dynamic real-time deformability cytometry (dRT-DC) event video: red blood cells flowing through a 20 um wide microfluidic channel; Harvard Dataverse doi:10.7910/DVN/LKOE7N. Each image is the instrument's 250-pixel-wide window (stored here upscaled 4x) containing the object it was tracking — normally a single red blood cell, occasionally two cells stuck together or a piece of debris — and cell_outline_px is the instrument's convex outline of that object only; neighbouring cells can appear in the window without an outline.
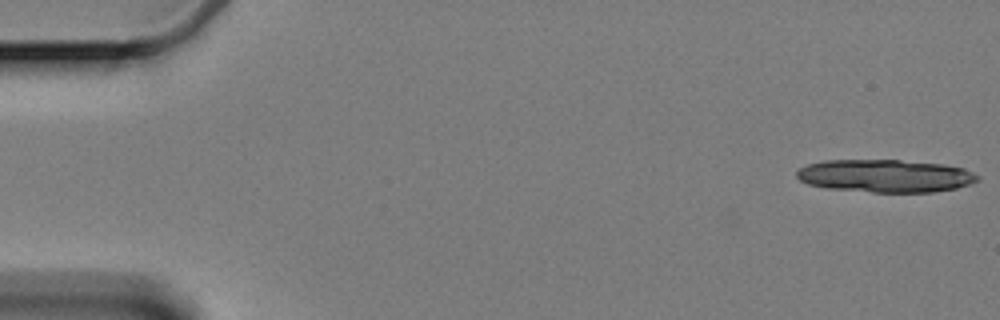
{"species": "Egyptian fruit bat (a non-hibernating species)", "species_latin": "Rousettus aegyptiacus", "temperature_condition": "cold", "stored_images_in_passage": 16, "camera_frame_rate_fps": 3000, "um_per_image_px": 0.085, "animal": {"sex": "female"}, "frame": {"image": 1, "passage_image": 1, "time_ms": 0.0, "image_size_px": [1000, 320], "cell_outline_px": [[980, 180], [956, 188], [932, 192], [872, 192], [828, 188], [808, 184], [800, 180], [796, 176], [796, 172], [800, 168], [808, 164], [824, 160], [900, 160], [940, 164], [964, 168], [980, 176]], "centroid_in_image_um": [75.25, 14.95], "position_along_channel_um": 9.8, "area_um2": 34.45}}